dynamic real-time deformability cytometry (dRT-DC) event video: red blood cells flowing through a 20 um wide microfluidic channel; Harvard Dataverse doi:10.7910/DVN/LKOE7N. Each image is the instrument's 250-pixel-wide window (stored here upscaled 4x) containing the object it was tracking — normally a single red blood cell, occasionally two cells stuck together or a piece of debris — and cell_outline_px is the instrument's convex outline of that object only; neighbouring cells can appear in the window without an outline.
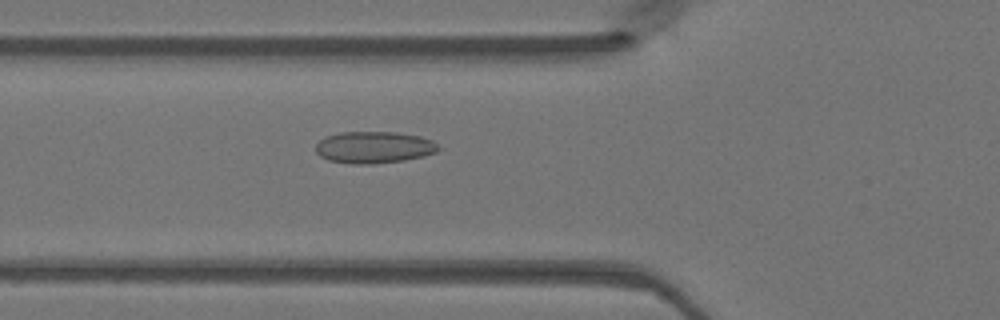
{"species": "Egyptian fruit bat (a non-hibernating species)", "species_latin": "Rousettus aegyptiacus", "temperature_condition": "warm", "stored_images_in_passage": 36, "camera_frame_rate_fps": 3000, "um_per_image_px": 0.085, "animal": {"sex": "female"}, "frame": {"image": 1, "passage_image": 5, "time_ms": 1.333, "image_size_px": [1000, 320], "cell_outline_px": [[440, 148], [436, 152], [424, 156], [404, 160], [372, 164], [352, 164], [328, 160], [320, 156], [316, 152], [316, 144], [324, 136], [340, 132], [396, 132], [420, 136], [432, 140]], "centroid_in_image_um": [31.77, 12.52], "position_along_channel_um": 94.0, "area_um2": 22.83}}
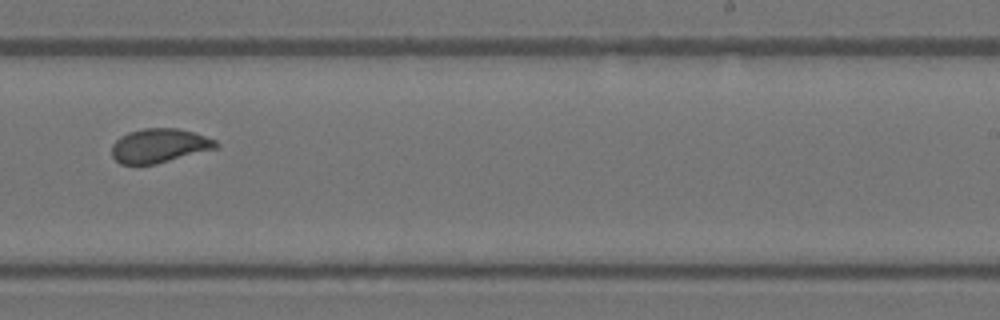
{"frame": {"image": 2, "passage_image": 18, "time_ms": 5.667, "image_size_px": [1000, 320], "cell_outline_px": [[220, 144], [216, 148], [156, 164], [120, 164], [112, 156], [112, 144], [120, 136], [128, 132], [144, 128], [176, 128], [192, 132], [216, 140]], "centroid_in_image_um": [13.52, 12.38], "position_along_channel_um": 275.5, "area_um2": 20.58}}
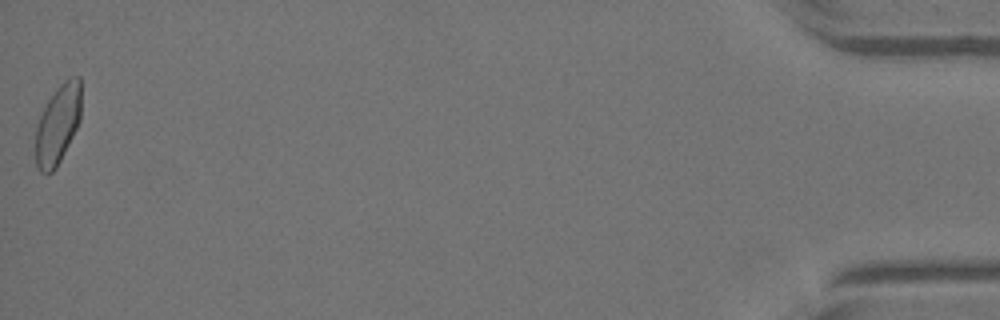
{"frame": {"image": 3, "passage_image": 36, "time_ms": 11.667, "image_size_px": [1000, 320], "cell_outline_px": [[80, 120], [56, 168], [48, 176], [40, 172], [36, 164], [36, 128], [40, 116], [48, 100], [60, 84], [64, 80], [72, 76], [80, 76]], "centroid_in_image_um": [4.91, 10.59], "position_along_channel_um": 430.3, "area_um2": 20.81}}